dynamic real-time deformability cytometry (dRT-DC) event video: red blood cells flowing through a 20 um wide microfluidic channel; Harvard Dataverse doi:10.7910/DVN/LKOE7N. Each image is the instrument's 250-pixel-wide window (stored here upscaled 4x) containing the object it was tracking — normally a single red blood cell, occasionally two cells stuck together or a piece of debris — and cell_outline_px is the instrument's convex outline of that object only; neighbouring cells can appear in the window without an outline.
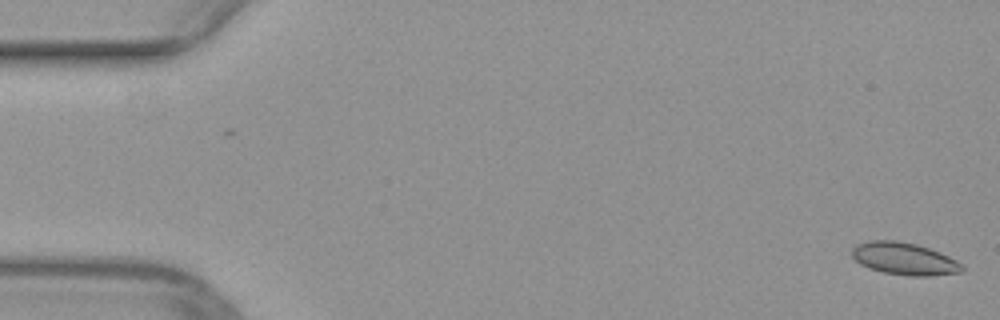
{"species": "common noctule bat (a hibernating species)", "species_latin": "Nyctalus noctula", "temperature_condition": "warm", "stored_images_in_passage": 2, "camera_frame_rate_fps": 3000, "um_per_image_px": 0.085, "animal": {"sex": "female", "body_mass_g": 29.2, "forearm_length_mm": 56.3}, "frame": {"image": 1, "passage_image": 2, "time_ms": 0.333, "image_size_px": [1000, 320], "cell_outline_px": [[964, 272], [928, 276], [908, 276], [880, 272], [868, 268], [860, 264], [852, 256], [852, 248], [856, 244], [868, 240], [896, 240], [916, 244], [940, 252], [964, 264]], "centroid_in_image_um": [76.86, 22.0], "position_along_channel_um": 8.1, "area_um2": 21.04}}